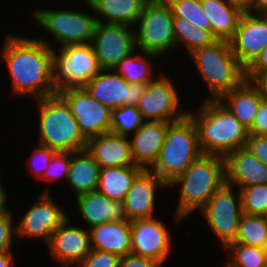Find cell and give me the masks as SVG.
Returning a JSON list of instances; mask_svg holds the SVG:
<instances>
[{
  "label": "cell",
  "instance_id": "1",
  "mask_svg": "<svg viewBox=\"0 0 267 267\" xmlns=\"http://www.w3.org/2000/svg\"><path fill=\"white\" fill-rule=\"evenodd\" d=\"M5 38L0 54L9 70L12 94L34 99L56 94L50 42L9 34Z\"/></svg>",
  "mask_w": 267,
  "mask_h": 267
},
{
  "label": "cell",
  "instance_id": "9",
  "mask_svg": "<svg viewBox=\"0 0 267 267\" xmlns=\"http://www.w3.org/2000/svg\"><path fill=\"white\" fill-rule=\"evenodd\" d=\"M32 17L37 25L50 33L59 47L91 43L96 28V18L76 10L35 9Z\"/></svg>",
  "mask_w": 267,
  "mask_h": 267
},
{
  "label": "cell",
  "instance_id": "20",
  "mask_svg": "<svg viewBox=\"0 0 267 267\" xmlns=\"http://www.w3.org/2000/svg\"><path fill=\"white\" fill-rule=\"evenodd\" d=\"M172 122L144 121L134 132L131 144V154L134 164L149 170L157 161L168 126Z\"/></svg>",
  "mask_w": 267,
  "mask_h": 267
},
{
  "label": "cell",
  "instance_id": "28",
  "mask_svg": "<svg viewBox=\"0 0 267 267\" xmlns=\"http://www.w3.org/2000/svg\"><path fill=\"white\" fill-rule=\"evenodd\" d=\"M100 166L87 152H71V164L66 182L70 184L76 196L97 191Z\"/></svg>",
  "mask_w": 267,
  "mask_h": 267
},
{
  "label": "cell",
  "instance_id": "41",
  "mask_svg": "<svg viewBox=\"0 0 267 267\" xmlns=\"http://www.w3.org/2000/svg\"><path fill=\"white\" fill-rule=\"evenodd\" d=\"M245 147L267 166V135L248 134Z\"/></svg>",
  "mask_w": 267,
  "mask_h": 267
},
{
  "label": "cell",
  "instance_id": "7",
  "mask_svg": "<svg viewBox=\"0 0 267 267\" xmlns=\"http://www.w3.org/2000/svg\"><path fill=\"white\" fill-rule=\"evenodd\" d=\"M53 84L56 93L84 87L103 69L91 43L67 45L52 54Z\"/></svg>",
  "mask_w": 267,
  "mask_h": 267
},
{
  "label": "cell",
  "instance_id": "8",
  "mask_svg": "<svg viewBox=\"0 0 267 267\" xmlns=\"http://www.w3.org/2000/svg\"><path fill=\"white\" fill-rule=\"evenodd\" d=\"M173 14L165 0H149L137 22L135 46L141 52L162 55L176 46Z\"/></svg>",
  "mask_w": 267,
  "mask_h": 267
},
{
  "label": "cell",
  "instance_id": "14",
  "mask_svg": "<svg viewBox=\"0 0 267 267\" xmlns=\"http://www.w3.org/2000/svg\"><path fill=\"white\" fill-rule=\"evenodd\" d=\"M147 85L148 83H128L110 69L99 72L84 88L98 102L114 109L124 105L137 106Z\"/></svg>",
  "mask_w": 267,
  "mask_h": 267
},
{
  "label": "cell",
  "instance_id": "42",
  "mask_svg": "<svg viewBox=\"0 0 267 267\" xmlns=\"http://www.w3.org/2000/svg\"><path fill=\"white\" fill-rule=\"evenodd\" d=\"M265 73H267V46L262 50L255 61L246 69V80L255 82Z\"/></svg>",
  "mask_w": 267,
  "mask_h": 267
},
{
  "label": "cell",
  "instance_id": "22",
  "mask_svg": "<svg viewBox=\"0 0 267 267\" xmlns=\"http://www.w3.org/2000/svg\"><path fill=\"white\" fill-rule=\"evenodd\" d=\"M86 150L100 168L135 165L127 136L107 132L91 137L87 139Z\"/></svg>",
  "mask_w": 267,
  "mask_h": 267
},
{
  "label": "cell",
  "instance_id": "23",
  "mask_svg": "<svg viewBox=\"0 0 267 267\" xmlns=\"http://www.w3.org/2000/svg\"><path fill=\"white\" fill-rule=\"evenodd\" d=\"M77 207L90 228L106 222L129 221L124 201L110 200L98 191L76 196Z\"/></svg>",
  "mask_w": 267,
  "mask_h": 267
},
{
  "label": "cell",
  "instance_id": "18",
  "mask_svg": "<svg viewBox=\"0 0 267 267\" xmlns=\"http://www.w3.org/2000/svg\"><path fill=\"white\" fill-rule=\"evenodd\" d=\"M68 219L53 232L47 244L53 260L63 267L78 265L91 251L89 231L68 225Z\"/></svg>",
  "mask_w": 267,
  "mask_h": 267
},
{
  "label": "cell",
  "instance_id": "47",
  "mask_svg": "<svg viewBox=\"0 0 267 267\" xmlns=\"http://www.w3.org/2000/svg\"><path fill=\"white\" fill-rule=\"evenodd\" d=\"M267 10V0H254L250 12L256 14H262Z\"/></svg>",
  "mask_w": 267,
  "mask_h": 267
},
{
  "label": "cell",
  "instance_id": "43",
  "mask_svg": "<svg viewBox=\"0 0 267 267\" xmlns=\"http://www.w3.org/2000/svg\"><path fill=\"white\" fill-rule=\"evenodd\" d=\"M248 134L267 135V99L260 103Z\"/></svg>",
  "mask_w": 267,
  "mask_h": 267
},
{
  "label": "cell",
  "instance_id": "38",
  "mask_svg": "<svg viewBox=\"0 0 267 267\" xmlns=\"http://www.w3.org/2000/svg\"><path fill=\"white\" fill-rule=\"evenodd\" d=\"M120 257L114 253L91 249L79 263L80 267H118Z\"/></svg>",
  "mask_w": 267,
  "mask_h": 267
},
{
  "label": "cell",
  "instance_id": "21",
  "mask_svg": "<svg viewBox=\"0 0 267 267\" xmlns=\"http://www.w3.org/2000/svg\"><path fill=\"white\" fill-rule=\"evenodd\" d=\"M168 187L156 174L143 170L134 180L124 198V205L129 221L152 218L157 188Z\"/></svg>",
  "mask_w": 267,
  "mask_h": 267
},
{
  "label": "cell",
  "instance_id": "24",
  "mask_svg": "<svg viewBox=\"0 0 267 267\" xmlns=\"http://www.w3.org/2000/svg\"><path fill=\"white\" fill-rule=\"evenodd\" d=\"M264 99L261 88L255 82L245 80L238 87L224 93L218 100L249 130Z\"/></svg>",
  "mask_w": 267,
  "mask_h": 267
},
{
  "label": "cell",
  "instance_id": "51",
  "mask_svg": "<svg viewBox=\"0 0 267 267\" xmlns=\"http://www.w3.org/2000/svg\"><path fill=\"white\" fill-rule=\"evenodd\" d=\"M263 17L267 20V10L262 13Z\"/></svg>",
  "mask_w": 267,
  "mask_h": 267
},
{
  "label": "cell",
  "instance_id": "26",
  "mask_svg": "<svg viewBox=\"0 0 267 267\" xmlns=\"http://www.w3.org/2000/svg\"><path fill=\"white\" fill-rule=\"evenodd\" d=\"M211 23V33L217 40L230 41L244 11L226 0H200Z\"/></svg>",
  "mask_w": 267,
  "mask_h": 267
},
{
  "label": "cell",
  "instance_id": "37",
  "mask_svg": "<svg viewBox=\"0 0 267 267\" xmlns=\"http://www.w3.org/2000/svg\"><path fill=\"white\" fill-rule=\"evenodd\" d=\"M71 164V152L56 151L47 165L42 181H53L59 177L67 180Z\"/></svg>",
  "mask_w": 267,
  "mask_h": 267
},
{
  "label": "cell",
  "instance_id": "5",
  "mask_svg": "<svg viewBox=\"0 0 267 267\" xmlns=\"http://www.w3.org/2000/svg\"><path fill=\"white\" fill-rule=\"evenodd\" d=\"M202 154L196 124L187 114L168 126L158 159L149 170L168 185Z\"/></svg>",
  "mask_w": 267,
  "mask_h": 267
},
{
  "label": "cell",
  "instance_id": "15",
  "mask_svg": "<svg viewBox=\"0 0 267 267\" xmlns=\"http://www.w3.org/2000/svg\"><path fill=\"white\" fill-rule=\"evenodd\" d=\"M68 214L59 208L50 197L48 187L40 195L38 201L21 218L15 226L16 235L21 237H42L48 244L53 232L67 218Z\"/></svg>",
  "mask_w": 267,
  "mask_h": 267
},
{
  "label": "cell",
  "instance_id": "39",
  "mask_svg": "<svg viewBox=\"0 0 267 267\" xmlns=\"http://www.w3.org/2000/svg\"><path fill=\"white\" fill-rule=\"evenodd\" d=\"M12 216L10 209L0 215V252L11 251L12 249V240L16 234Z\"/></svg>",
  "mask_w": 267,
  "mask_h": 267
},
{
  "label": "cell",
  "instance_id": "10",
  "mask_svg": "<svg viewBox=\"0 0 267 267\" xmlns=\"http://www.w3.org/2000/svg\"><path fill=\"white\" fill-rule=\"evenodd\" d=\"M231 187L225 183L200 209L210 229L219 238L224 248L235 242L240 220L244 214L240 190L236 198Z\"/></svg>",
  "mask_w": 267,
  "mask_h": 267
},
{
  "label": "cell",
  "instance_id": "16",
  "mask_svg": "<svg viewBox=\"0 0 267 267\" xmlns=\"http://www.w3.org/2000/svg\"><path fill=\"white\" fill-rule=\"evenodd\" d=\"M130 231L131 254L153 259L162 265L172 244L164 224L154 217L134 219L130 221Z\"/></svg>",
  "mask_w": 267,
  "mask_h": 267
},
{
  "label": "cell",
  "instance_id": "31",
  "mask_svg": "<svg viewBox=\"0 0 267 267\" xmlns=\"http://www.w3.org/2000/svg\"><path fill=\"white\" fill-rule=\"evenodd\" d=\"M144 56L134 55L131 53L129 56L123 58L113 69L116 73L120 74L128 83H150L154 81L152 77L151 62L145 58H157L158 55L154 53H144Z\"/></svg>",
  "mask_w": 267,
  "mask_h": 267
},
{
  "label": "cell",
  "instance_id": "6",
  "mask_svg": "<svg viewBox=\"0 0 267 267\" xmlns=\"http://www.w3.org/2000/svg\"><path fill=\"white\" fill-rule=\"evenodd\" d=\"M212 94L218 100L246 80V69L234 56L229 41L216 40L190 54Z\"/></svg>",
  "mask_w": 267,
  "mask_h": 267
},
{
  "label": "cell",
  "instance_id": "35",
  "mask_svg": "<svg viewBox=\"0 0 267 267\" xmlns=\"http://www.w3.org/2000/svg\"><path fill=\"white\" fill-rule=\"evenodd\" d=\"M174 17H180L203 30L211 32V23L204 12L200 0H165Z\"/></svg>",
  "mask_w": 267,
  "mask_h": 267
},
{
  "label": "cell",
  "instance_id": "3",
  "mask_svg": "<svg viewBox=\"0 0 267 267\" xmlns=\"http://www.w3.org/2000/svg\"><path fill=\"white\" fill-rule=\"evenodd\" d=\"M225 183L224 157L202 154L168 183V186L181 185L175 219L180 221L190 213L200 210Z\"/></svg>",
  "mask_w": 267,
  "mask_h": 267
},
{
  "label": "cell",
  "instance_id": "49",
  "mask_svg": "<svg viewBox=\"0 0 267 267\" xmlns=\"http://www.w3.org/2000/svg\"><path fill=\"white\" fill-rule=\"evenodd\" d=\"M6 202H7V195L4 191L2 183H0V215L9 210L6 208V204H5Z\"/></svg>",
  "mask_w": 267,
  "mask_h": 267
},
{
  "label": "cell",
  "instance_id": "48",
  "mask_svg": "<svg viewBox=\"0 0 267 267\" xmlns=\"http://www.w3.org/2000/svg\"><path fill=\"white\" fill-rule=\"evenodd\" d=\"M255 83L261 88L264 98L267 99V73L260 76Z\"/></svg>",
  "mask_w": 267,
  "mask_h": 267
},
{
  "label": "cell",
  "instance_id": "46",
  "mask_svg": "<svg viewBox=\"0 0 267 267\" xmlns=\"http://www.w3.org/2000/svg\"><path fill=\"white\" fill-rule=\"evenodd\" d=\"M230 4L236 5L241 8L244 12L250 11L254 0H226Z\"/></svg>",
  "mask_w": 267,
  "mask_h": 267
},
{
  "label": "cell",
  "instance_id": "40",
  "mask_svg": "<svg viewBox=\"0 0 267 267\" xmlns=\"http://www.w3.org/2000/svg\"><path fill=\"white\" fill-rule=\"evenodd\" d=\"M55 152H56L55 150L51 149L48 146L38 144L37 148L33 152L34 153L32 156L33 159L31 160V162L33 163V166L31 167L33 168L30 170L31 173H33V175L35 174L34 176L36 177V179L43 178L45 170L47 169V165ZM36 160L39 162V165L36 164L38 163L36 162ZM36 165L38 167H36Z\"/></svg>",
  "mask_w": 267,
  "mask_h": 267
},
{
  "label": "cell",
  "instance_id": "11",
  "mask_svg": "<svg viewBox=\"0 0 267 267\" xmlns=\"http://www.w3.org/2000/svg\"><path fill=\"white\" fill-rule=\"evenodd\" d=\"M58 94L69 106L86 139L110 132L112 109L94 99L84 87L68 88Z\"/></svg>",
  "mask_w": 267,
  "mask_h": 267
},
{
  "label": "cell",
  "instance_id": "27",
  "mask_svg": "<svg viewBox=\"0 0 267 267\" xmlns=\"http://www.w3.org/2000/svg\"><path fill=\"white\" fill-rule=\"evenodd\" d=\"M88 7L104 17V22L96 17L97 22L108 24L136 25L144 5L149 0H86Z\"/></svg>",
  "mask_w": 267,
  "mask_h": 267
},
{
  "label": "cell",
  "instance_id": "4",
  "mask_svg": "<svg viewBox=\"0 0 267 267\" xmlns=\"http://www.w3.org/2000/svg\"><path fill=\"white\" fill-rule=\"evenodd\" d=\"M36 101L40 115L38 144L60 152L86 149L87 139L80 132L69 106L58 93Z\"/></svg>",
  "mask_w": 267,
  "mask_h": 267
},
{
  "label": "cell",
  "instance_id": "45",
  "mask_svg": "<svg viewBox=\"0 0 267 267\" xmlns=\"http://www.w3.org/2000/svg\"><path fill=\"white\" fill-rule=\"evenodd\" d=\"M13 256L11 251L0 252V267H13Z\"/></svg>",
  "mask_w": 267,
  "mask_h": 267
},
{
  "label": "cell",
  "instance_id": "32",
  "mask_svg": "<svg viewBox=\"0 0 267 267\" xmlns=\"http://www.w3.org/2000/svg\"><path fill=\"white\" fill-rule=\"evenodd\" d=\"M267 241V216L243 214L233 243L263 248Z\"/></svg>",
  "mask_w": 267,
  "mask_h": 267
},
{
  "label": "cell",
  "instance_id": "44",
  "mask_svg": "<svg viewBox=\"0 0 267 267\" xmlns=\"http://www.w3.org/2000/svg\"><path fill=\"white\" fill-rule=\"evenodd\" d=\"M118 267H161V265L153 259L128 254L120 257Z\"/></svg>",
  "mask_w": 267,
  "mask_h": 267
},
{
  "label": "cell",
  "instance_id": "17",
  "mask_svg": "<svg viewBox=\"0 0 267 267\" xmlns=\"http://www.w3.org/2000/svg\"><path fill=\"white\" fill-rule=\"evenodd\" d=\"M229 42L234 56L247 69L267 46V20L262 14L244 12Z\"/></svg>",
  "mask_w": 267,
  "mask_h": 267
},
{
  "label": "cell",
  "instance_id": "30",
  "mask_svg": "<svg viewBox=\"0 0 267 267\" xmlns=\"http://www.w3.org/2000/svg\"><path fill=\"white\" fill-rule=\"evenodd\" d=\"M173 30L176 46L184 45L190 54L217 40L209 30L192 26V23L180 17L173 18Z\"/></svg>",
  "mask_w": 267,
  "mask_h": 267
},
{
  "label": "cell",
  "instance_id": "36",
  "mask_svg": "<svg viewBox=\"0 0 267 267\" xmlns=\"http://www.w3.org/2000/svg\"><path fill=\"white\" fill-rule=\"evenodd\" d=\"M240 194L244 214L267 216V184L243 187Z\"/></svg>",
  "mask_w": 267,
  "mask_h": 267
},
{
  "label": "cell",
  "instance_id": "34",
  "mask_svg": "<svg viewBox=\"0 0 267 267\" xmlns=\"http://www.w3.org/2000/svg\"><path fill=\"white\" fill-rule=\"evenodd\" d=\"M137 106L124 105L112 109L110 132L127 136L134 133L144 122Z\"/></svg>",
  "mask_w": 267,
  "mask_h": 267
},
{
  "label": "cell",
  "instance_id": "25",
  "mask_svg": "<svg viewBox=\"0 0 267 267\" xmlns=\"http://www.w3.org/2000/svg\"><path fill=\"white\" fill-rule=\"evenodd\" d=\"M91 249L114 253L119 257L131 254L130 221H111L89 230Z\"/></svg>",
  "mask_w": 267,
  "mask_h": 267
},
{
  "label": "cell",
  "instance_id": "12",
  "mask_svg": "<svg viewBox=\"0 0 267 267\" xmlns=\"http://www.w3.org/2000/svg\"><path fill=\"white\" fill-rule=\"evenodd\" d=\"M124 24L97 22L92 47L103 70H112L125 57L135 52V32Z\"/></svg>",
  "mask_w": 267,
  "mask_h": 267
},
{
  "label": "cell",
  "instance_id": "13",
  "mask_svg": "<svg viewBox=\"0 0 267 267\" xmlns=\"http://www.w3.org/2000/svg\"><path fill=\"white\" fill-rule=\"evenodd\" d=\"M166 74L148 83L137 109L146 121L175 122L183 119L188 111H180V97L173 82ZM180 111V112H179ZM174 116V117H173Z\"/></svg>",
  "mask_w": 267,
  "mask_h": 267
},
{
  "label": "cell",
  "instance_id": "29",
  "mask_svg": "<svg viewBox=\"0 0 267 267\" xmlns=\"http://www.w3.org/2000/svg\"><path fill=\"white\" fill-rule=\"evenodd\" d=\"M143 170L137 165L100 168L97 191L110 200L123 201Z\"/></svg>",
  "mask_w": 267,
  "mask_h": 267
},
{
  "label": "cell",
  "instance_id": "2",
  "mask_svg": "<svg viewBox=\"0 0 267 267\" xmlns=\"http://www.w3.org/2000/svg\"><path fill=\"white\" fill-rule=\"evenodd\" d=\"M198 109L188 115L196 124L203 154L225 157L246 146L248 130L219 100L206 99Z\"/></svg>",
  "mask_w": 267,
  "mask_h": 267
},
{
  "label": "cell",
  "instance_id": "50",
  "mask_svg": "<svg viewBox=\"0 0 267 267\" xmlns=\"http://www.w3.org/2000/svg\"><path fill=\"white\" fill-rule=\"evenodd\" d=\"M263 251H264V253H265L266 257H267V241L263 246Z\"/></svg>",
  "mask_w": 267,
  "mask_h": 267
},
{
  "label": "cell",
  "instance_id": "33",
  "mask_svg": "<svg viewBox=\"0 0 267 267\" xmlns=\"http://www.w3.org/2000/svg\"><path fill=\"white\" fill-rule=\"evenodd\" d=\"M230 257L226 267H267V257L263 248L230 243L226 248Z\"/></svg>",
  "mask_w": 267,
  "mask_h": 267
},
{
  "label": "cell",
  "instance_id": "19",
  "mask_svg": "<svg viewBox=\"0 0 267 267\" xmlns=\"http://www.w3.org/2000/svg\"><path fill=\"white\" fill-rule=\"evenodd\" d=\"M226 183L240 190L243 187L267 184V166L248 148L240 147L225 157Z\"/></svg>",
  "mask_w": 267,
  "mask_h": 267
}]
</instances>
